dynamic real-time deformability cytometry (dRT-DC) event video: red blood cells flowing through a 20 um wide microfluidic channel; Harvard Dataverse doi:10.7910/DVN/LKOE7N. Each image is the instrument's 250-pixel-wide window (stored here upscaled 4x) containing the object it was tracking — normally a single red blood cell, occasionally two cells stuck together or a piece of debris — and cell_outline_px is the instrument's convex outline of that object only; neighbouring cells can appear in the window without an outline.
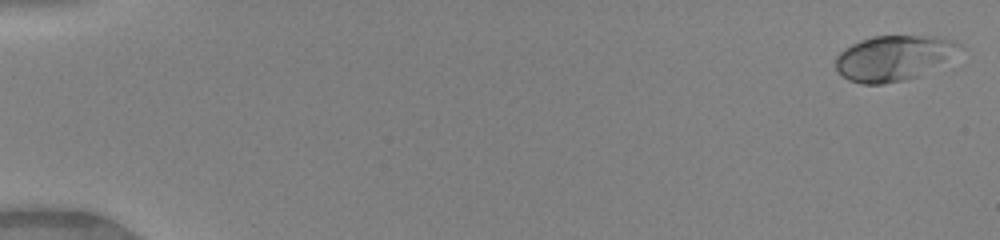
{"species": "human", "species_latin": "Homo sapiens", "temperature_condition": "warm", "stored_images_in_passage": 50, "camera_frame_rate_fps": 3000, "um_per_image_px": 0.085, "donor": {"sex": "female"}, "frame": {"image": 1, "passage_image": 2, "time_ms": 0.333, "image_size_px": [1000, 240], "cell_outline_px": [[960, 44], [940, 60], [916, 76], [904, 80], [884, 84], [864, 84], [848, 80], [836, 68], [836, 56], [844, 48], [860, 40], [872, 36], [940, 36], [952, 40]], "centroid_in_image_um": [75.77, 4.91], "position_along_channel_um": 9.2, "area_um2": 31.15}}
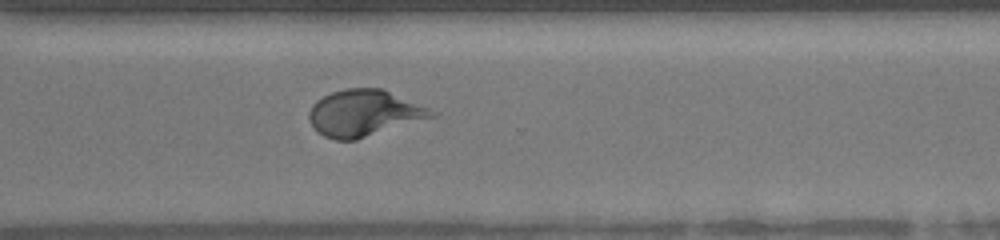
{"frame": {"image": 2, "passage_image": 38, "time_ms": 12.333, "image_size_px": [1000, 240], "cell_outline_px": [[436, 116], [356, 140], [336, 140], [324, 136], [308, 120], [308, 112], [312, 104], [316, 100], [332, 92], [344, 88], [384, 88], [428, 108]], "centroid_in_image_um": [30.91, 9.6], "position_along_channel_um": 339.7, "area_um2": 32.95}}
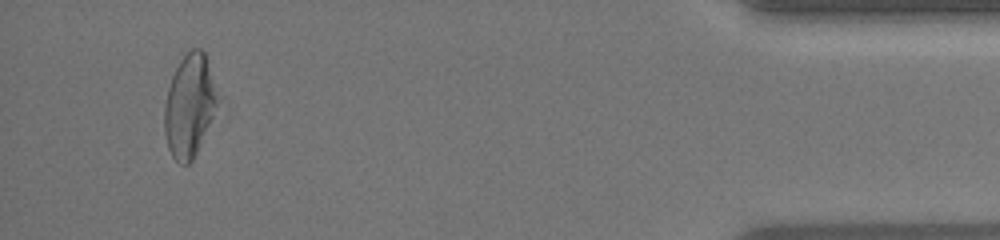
{"frame": {"image": 3, "passage_image": 48, "time_ms": 15.667, "image_size_px": [1000, 240], "cell_outline_px": [[220, 100], [196, 152], [192, 160], [188, 164], [180, 164], [172, 156], [168, 148], [164, 132], [164, 108], [168, 88], [172, 76], [180, 60], [192, 48], [200, 48], [204, 52], [220, 96]], "centroid_in_image_um": [16.11, 8.97], "position_along_channel_um": 419.1, "area_um2": 31.62}, "authors_computed_cell_mechanics": {"area_um2": 30.8941, "velocity_mm_per_s": 4.1414, "shape_relaxation_time_tau1_ms": 4.7032, "shape_relaxation_time_tau2_ms": null, "deformation_change_tau1": 0.2049, "deformation_change_tau2": null}}